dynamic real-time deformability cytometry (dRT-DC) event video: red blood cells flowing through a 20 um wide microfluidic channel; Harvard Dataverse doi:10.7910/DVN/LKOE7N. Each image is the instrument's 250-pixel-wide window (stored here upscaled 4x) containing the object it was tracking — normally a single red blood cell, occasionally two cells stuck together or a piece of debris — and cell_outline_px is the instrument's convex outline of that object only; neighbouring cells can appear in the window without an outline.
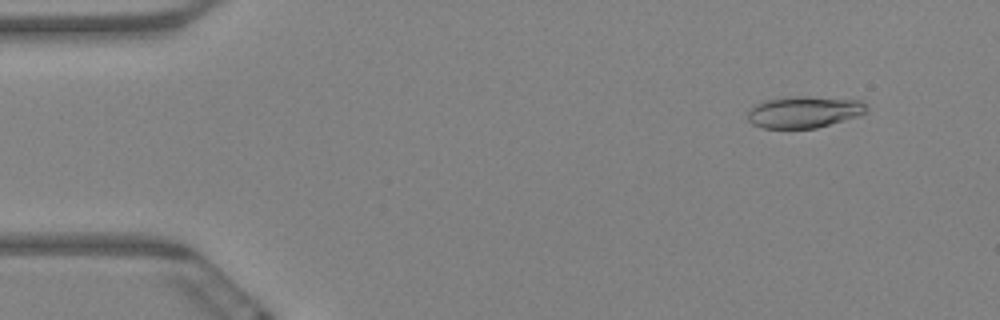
{"species": "Egyptian fruit bat (a non-hibernating species)", "species_latin": "Rousettus aegyptiacus", "temperature_condition": "warm", "stored_images_in_passage": 8, "camera_frame_rate_fps": 3000, "um_per_image_px": 0.085, "animal": {"sex": "female"}, "frame": {"image": 1, "passage_image": 2, "time_ms": 0.333, "image_size_px": [1000, 320], "cell_outline_px": [[868, 112], [860, 116], [816, 128], [764, 128], [752, 124], [748, 120], [748, 112], [756, 104], [764, 100], [784, 96], [808, 96], [864, 100], [868, 104]], "centroid_in_image_um": [68.41, 9.5], "position_along_channel_um": 16.6, "area_um2": 22.37}}
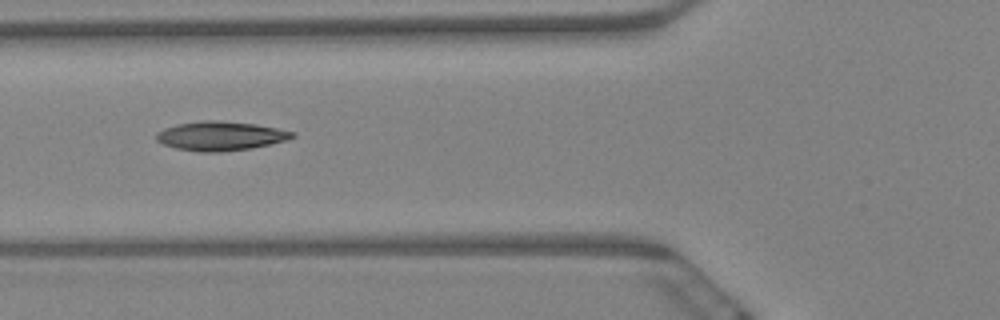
{"frame": {"image": 2, "passage_image": 7, "time_ms": 2.0, "image_size_px": [1000, 320], "cell_outline_px": [[296, 136], [288, 140], [252, 148], [220, 152], [200, 152], [176, 148], [164, 144], [156, 140], [156, 132], [164, 128], [176, 124], [200, 120], [220, 120], [256, 124], [296, 132]], "centroid_in_image_um": [18.75, 11.55], "position_along_channel_um": 107.1, "area_um2": 23.29}}
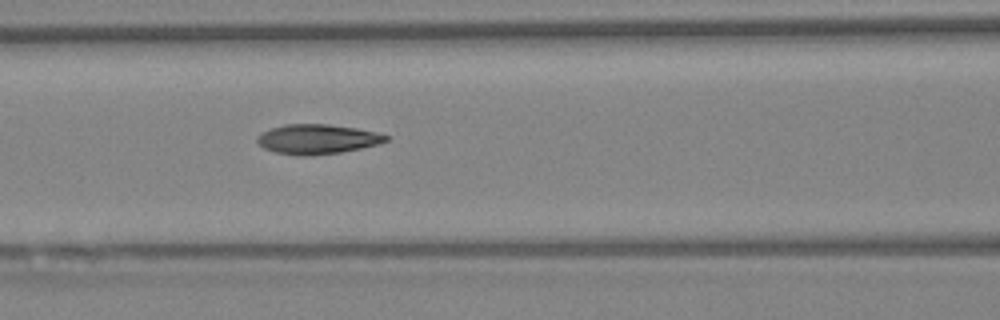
{"frame": {"image": 3, "passage_image": 8, "time_ms": 2.333, "image_size_px": [1000, 320], "cell_outline_px": [[388, 140], [376, 144], [360, 148], [340, 152], [308, 156], [296, 156], [276, 152], [264, 148], [256, 140], [256, 136], [260, 132], [284, 124], [328, 124], [356, 128], [388, 136]], "centroid_in_image_um": [26.89, 11.83], "position_along_channel_um": 139.7, "area_um2": 22.08}}